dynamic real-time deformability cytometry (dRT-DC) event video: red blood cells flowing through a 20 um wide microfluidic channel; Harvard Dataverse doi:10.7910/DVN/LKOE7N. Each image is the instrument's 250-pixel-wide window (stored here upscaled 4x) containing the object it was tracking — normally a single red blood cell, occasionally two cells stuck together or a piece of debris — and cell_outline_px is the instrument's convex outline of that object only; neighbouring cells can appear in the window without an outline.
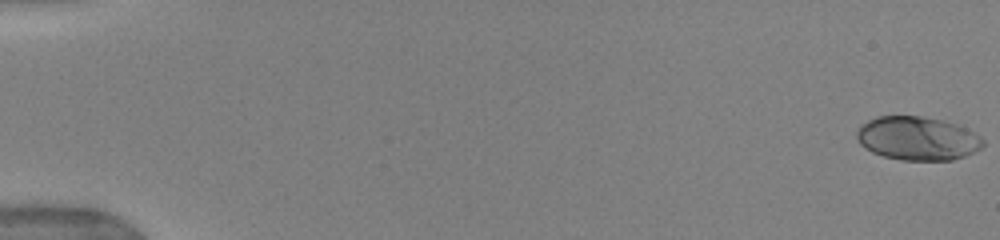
{"species": "human", "species_latin": "Homo sapiens", "temperature_condition": "warm", "stored_images_in_passage": 52, "camera_frame_rate_fps": 3000, "um_per_image_px": 0.085, "donor": {"sex": "female"}, "frame": {"image": 1, "passage_image": 1, "time_ms": 0.0, "image_size_px": [1000, 240], "cell_outline_px": [[984, 144], [980, 148], [964, 156], [952, 160], [900, 160], [884, 156], [872, 152], [864, 148], [860, 144], [856, 136], [856, 132], [860, 124], [876, 116], [924, 116], [944, 120], [956, 124], [980, 136], [984, 140]], "centroid_in_image_um": [77.94, 11.75], "position_along_channel_um": 7.1, "area_um2": 32.19}}
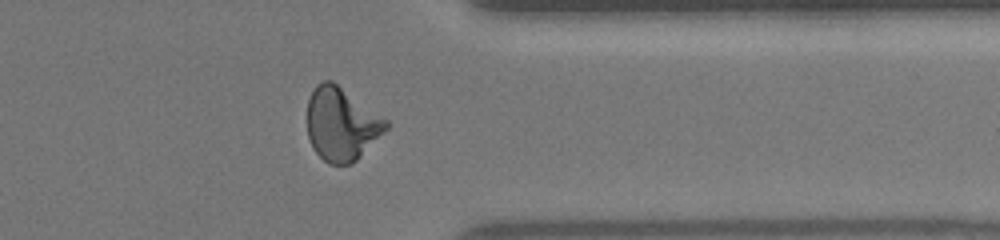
{"frame": {"image": 2, "passage_image": 43, "time_ms": 14.0, "image_size_px": [1000, 240], "cell_outline_px": [[388, 128], [352, 164], [328, 164], [312, 148], [308, 136], [308, 100], [316, 84], [324, 80], [332, 80], [388, 120]], "centroid_in_image_um": [29.01, 10.54], "position_along_channel_um": 382.4, "area_um2": 33.41}}
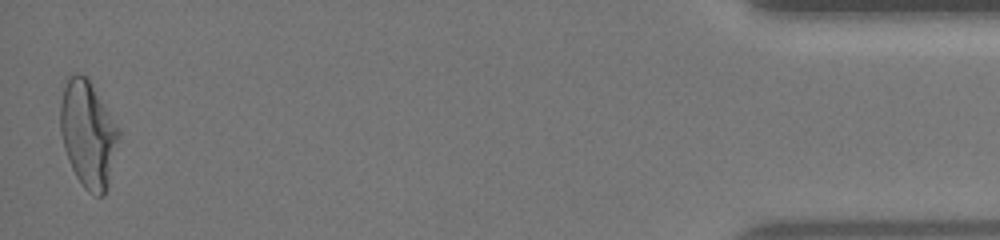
{"frame": {"image": 3, "passage_image": 52, "time_ms": 17.0, "image_size_px": [1000, 240], "cell_outline_px": [[120, 136], [108, 184], [104, 196], [96, 196], [88, 192], [84, 188], [76, 176], [68, 160], [64, 148], [60, 132], [60, 104], [68, 72], [80, 72], [88, 80], [120, 128]], "centroid_in_image_um": [7.47, 11.38], "position_along_channel_um": 427.7, "area_um2": 36.36}, "authors_computed_cell_mechanics": {"area_um2": 32.1079, "velocity_mm_per_s": 3.954, "shape_relaxation_time_tau1_ms": 4.1923, "shape_relaxation_time_tau2_ms": null, "deformation_change_tau1": 0.1931, "deformation_change_tau2": null}}